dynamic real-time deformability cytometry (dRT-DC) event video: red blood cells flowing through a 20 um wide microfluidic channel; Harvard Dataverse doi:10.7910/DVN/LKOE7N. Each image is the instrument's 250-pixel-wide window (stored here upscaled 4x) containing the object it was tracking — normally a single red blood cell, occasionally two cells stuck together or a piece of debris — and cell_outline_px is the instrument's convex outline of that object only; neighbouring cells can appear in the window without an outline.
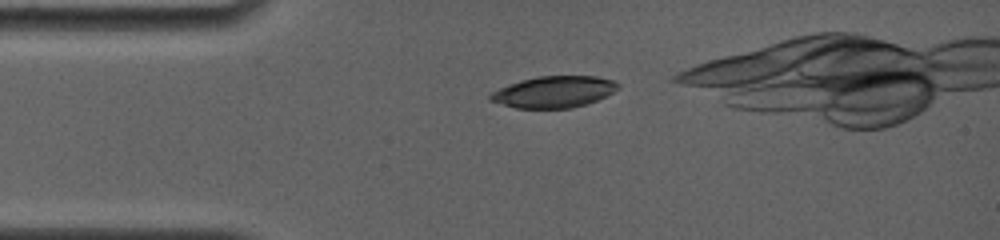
{"species": "common noctule bat (a hibernating species)", "species_latin": "Nyctalus noctula", "temperature_condition": "room temperature", "stored_images_in_passage": 34, "camera_frame_rate_fps": 4000, "um_per_image_px": 0.085, "animal": {"sex": "female", "body_mass_g": 19.0, "forearm_length_mm": 56.7}, "frame": {"image": 1, "passage_image": 3, "time_ms": 0.75, "image_size_px": [1000, 240], "cell_outline_px": [[620, 88], [596, 100], [572, 108], [516, 108], [488, 100], [488, 96], [492, 92], [508, 84], [520, 80], [536, 76], [596, 76], [612, 80], [620, 84]], "centroid_in_image_um": [47.06, 7.8], "position_along_channel_um": 37.9, "area_um2": 23.35}}
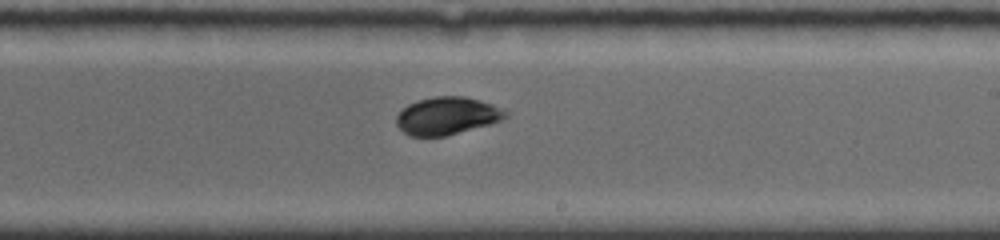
{"frame": {"image": 2, "passage_image": 21, "time_ms": 7.0, "image_size_px": [1000, 240], "cell_outline_px": [[508, 116], [504, 120], [492, 124], [444, 136], [408, 136], [396, 124], [396, 116], [408, 104], [420, 100], [436, 96], [464, 96], [480, 100], [492, 104], [508, 112]], "centroid_in_image_um": [38.03, 9.85], "position_along_channel_um": 251.0, "area_um2": 23.93}}
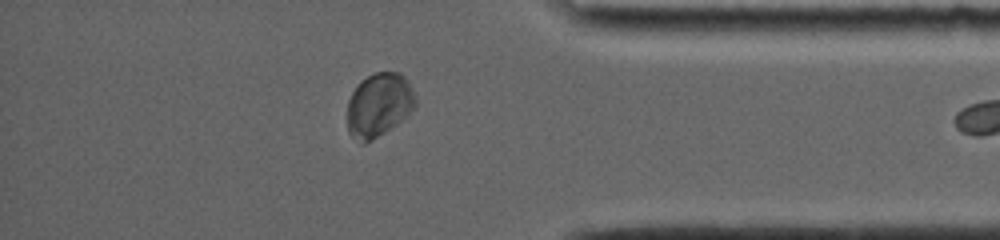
{"frame": {"image": 3, "passage_image": 33, "time_ms": 11.25, "image_size_px": [1000, 240], "cell_outline_px": [[416, 104], [412, 112], [396, 124], [372, 140], [364, 144], [360, 144], [348, 132], [348, 100], [356, 84], [360, 80], [376, 72], [400, 72], [404, 76], [412, 88], [416, 96]], "centroid_in_image_um": [32.21, 8.91], "position_along_channel_um": 403.0, "area_um2": 25.49}}